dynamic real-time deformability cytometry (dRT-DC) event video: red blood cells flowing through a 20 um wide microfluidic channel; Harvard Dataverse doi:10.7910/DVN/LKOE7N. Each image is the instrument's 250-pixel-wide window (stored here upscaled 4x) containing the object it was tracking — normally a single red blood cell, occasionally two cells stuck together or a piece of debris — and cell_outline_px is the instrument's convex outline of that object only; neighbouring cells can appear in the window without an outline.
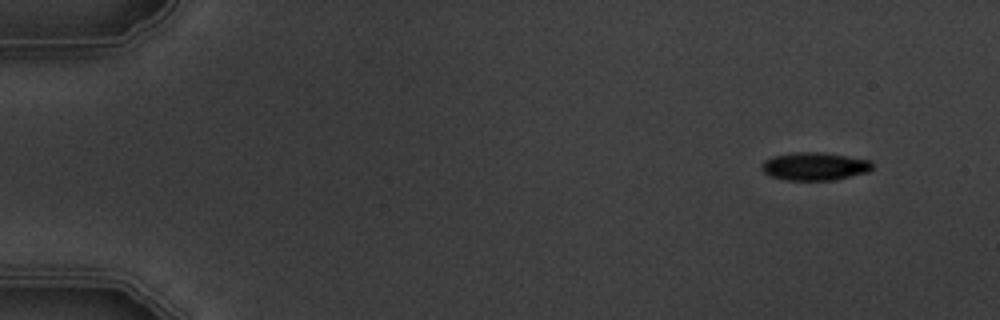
{"species": "common noctule bat (a hibernating species)", "species_latin": "Nyctalus noctula", "temperature_condition": "warm", "stored_images_in_passage": 8, "camera_frame_rate_fps": 3000, "um_per_image_px": 0.085, "animal": {"sex": "male", "body_mass_g": 19.5, "forearm_length_mm": 54.6}, "frame": {"image": 1, "passage_image": 1, "time_ms": 0.0, "image_size_px": [1000, 320], "cell_outline_px": [[872, 168], [868, 172], [836, 180], [788, 180], [772, 176], [764, 172], [760, 168], [760, 164], [764, 160], [772, 156], [792, 152], [824, 152], [868, 160], [872, 164]], "centroid_in_image_um": [69.21, 14.13], "position_along_channel_um": 15.8, "area_um2": 18.09}}
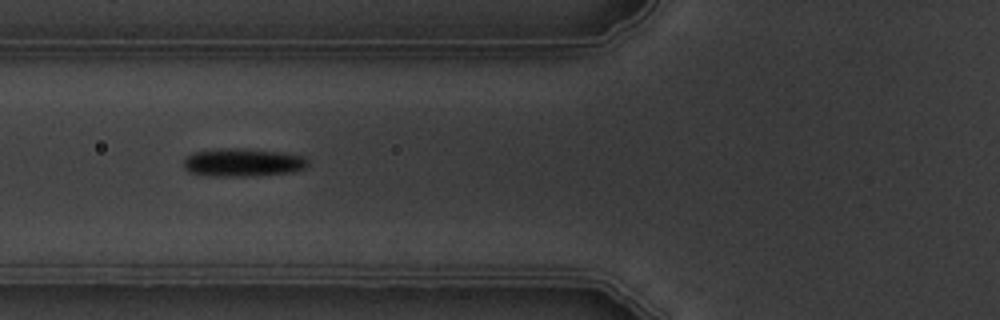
{"frame": {"image": 2, "passage_image": 6, "time_ms": 5.667, "image_size_px": [1000, 320], "cell_outline_px": [[308, 164], [304, 168], [292, 172], [244, 176], [208, 176], [188, 172], [184, 168], [184, 156], [192, 152], [220, 148], [240, 148], [284, 152], [304, 156], [308, 160]], "centroid_in_image_um": [20.59, 13.8], "position_along_channel_um": 105.2, "area_um2": 20.58}}
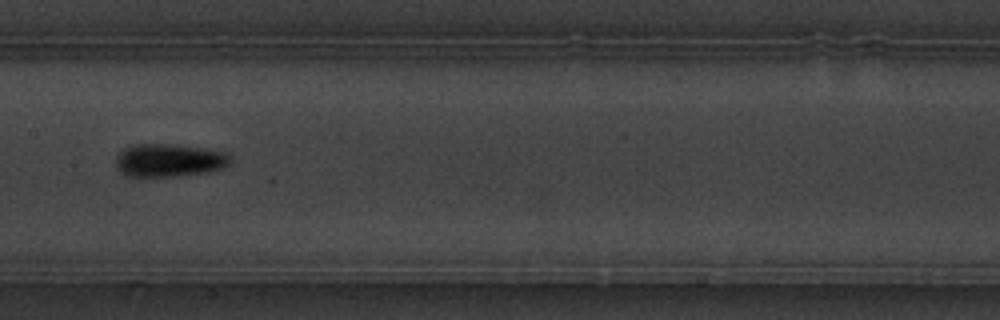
{"frame": {"image": 3, "passage_image": 8, "time_ms": 8.0, "image_size_px": [1000, 320], "cell_outline_px": [[232, 160], [224, 168], [208, 172], [176, 176], [124, 176], [116, 168], [116, 160], [120, 152], [124, 148], [136, 144], [164, 144], [208, 148], [232, 152]], "centroid_in_image_um": [14.45, 13.62], "position_along_channel_um": 193.0, "area_um2": 22.37}}